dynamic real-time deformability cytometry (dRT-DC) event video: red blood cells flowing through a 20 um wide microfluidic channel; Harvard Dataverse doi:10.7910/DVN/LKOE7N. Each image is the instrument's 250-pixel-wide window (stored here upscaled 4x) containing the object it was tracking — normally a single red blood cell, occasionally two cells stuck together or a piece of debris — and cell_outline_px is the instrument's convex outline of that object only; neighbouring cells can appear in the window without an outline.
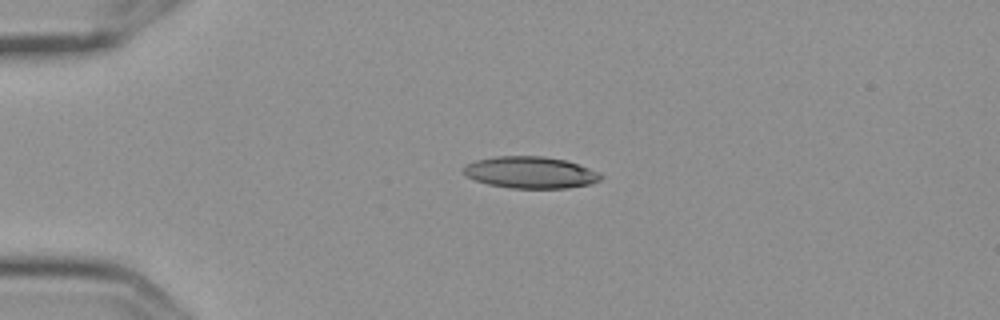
{"species": "Egyptian fruit bat (a non-hibernating species)", "species_latin": "Rousettus aegyptiacus", "temperature_condition": "cold", "stored_images_in_passage": 2, "camera_frame_rate_fps": 3000, "um_per_image_px": 0.085, "frame": {"image": 1, "passage_image": 1, "time_ms": 0.0, "image_size_px": [1000, 320], "cell_outline_px": [[604, 176], [600, 180], [592, 184], [568, 188], [508, 188], [488, 184], [476, 180], [468, 176], [464, 172], [464, 164], [476, 160], [496, 156], [544, 156], [564, 160], [600, 172]], "centroid_in_image_um": [45.11, 14.66], "position_along_channel_um": 39.9, "area_um2": 25.37}}